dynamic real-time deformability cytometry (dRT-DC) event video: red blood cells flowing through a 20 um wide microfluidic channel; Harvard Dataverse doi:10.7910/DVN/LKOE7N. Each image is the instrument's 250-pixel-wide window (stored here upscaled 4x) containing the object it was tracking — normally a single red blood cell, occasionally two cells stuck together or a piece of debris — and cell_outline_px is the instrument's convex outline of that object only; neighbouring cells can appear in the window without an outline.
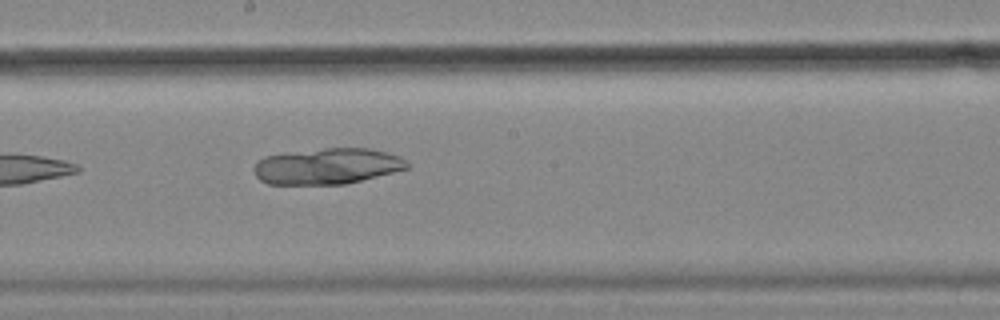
{"species": "common noctule bat (a hibernating species)", "species_latin": "Nyctalus noctula", "temperature_condition": "cold", "stored_images_in_passage": 8, "camera_frame_rate_fps": 3000, "um_per_image_px": 0.085, "animal": {"sex": "female", "body_mass_g": 18.4}, "frame": {"image": 1, "passage_image": 8, "time_ms": 2.333, "image_size_px": [1000, 320], "cell_outline_px": [[408, 168], [344, 184], [268, 184], [260, 180], [256, 176], [252, 168], [256, 160], [264, 156], [292, 152], [324, 148], [368, 148], [388, 152], [400, 156], [408, 160]], "centroid_in_image_um": [27.78, 14.12], "position_along_channel_um": 220.4, "area_um2": 32.14}}